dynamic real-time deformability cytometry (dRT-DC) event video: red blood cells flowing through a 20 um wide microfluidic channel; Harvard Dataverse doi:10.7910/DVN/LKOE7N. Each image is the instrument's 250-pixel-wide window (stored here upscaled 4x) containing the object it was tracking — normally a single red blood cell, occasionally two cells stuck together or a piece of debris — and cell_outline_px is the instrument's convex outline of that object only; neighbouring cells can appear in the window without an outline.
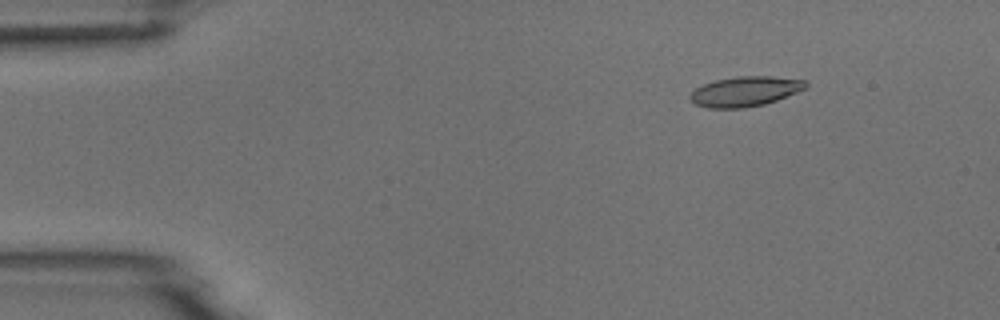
{"species": "common noctule bat (a hibernating species)", "species_latin": "Nyctalus noctula", "temperature_condition": "room temperature", "stored_images_in_passage": 8, "camera_frame_rate_fps": 3000, "um_per_image_px": 0.085, "animal": {"sex": "male", "body_mass_g": 18.8}, "frame": {"image": 1, "passage_image": 2, "time_ms": 1.333, "image_size_px": [1000, 320], "cell_outline_px": [[808, 88], [776, 100], [764, 104], [744, 108], [708, 108], [696, 104], [688, 96], [696, 88], [704, 84], [716, 80], [736, 76], [772, 76], [804, 80], [808, 84]], "centroid_in_image_um": [63.35, 7.76], "position_along_channel_um": 21.6, "area_um2": 20.11}}
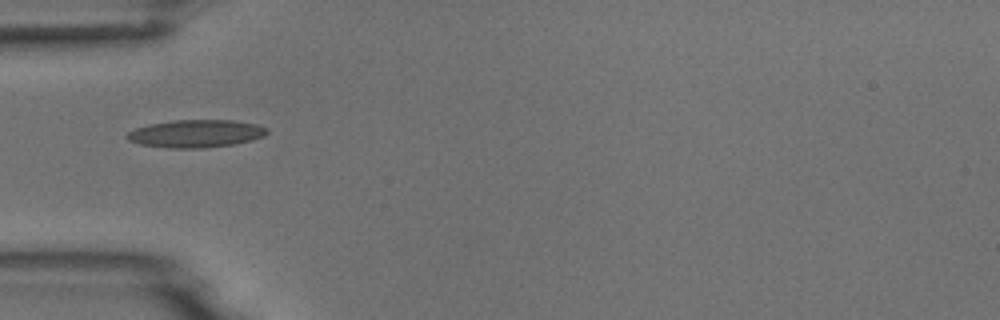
{"frame": {"image": 2, "passage_image": 5, "time_ms": 4.667, "image_size_px": [1000, 320], "cell_outline_px": [[268, 132], [264, 136], [252, 140], [232, 144], [204, 148], [168, 148], [140, 144], [128, 140], [124, 136], [128, 132], [136, 128], [148, 124], [172, 120], [232, 120], [256, 124], [268, 128]], "centroid_in_image_um": [16.63, 11.35], "position_along_channel_um": 68.4, "area_um2": 22.66}}